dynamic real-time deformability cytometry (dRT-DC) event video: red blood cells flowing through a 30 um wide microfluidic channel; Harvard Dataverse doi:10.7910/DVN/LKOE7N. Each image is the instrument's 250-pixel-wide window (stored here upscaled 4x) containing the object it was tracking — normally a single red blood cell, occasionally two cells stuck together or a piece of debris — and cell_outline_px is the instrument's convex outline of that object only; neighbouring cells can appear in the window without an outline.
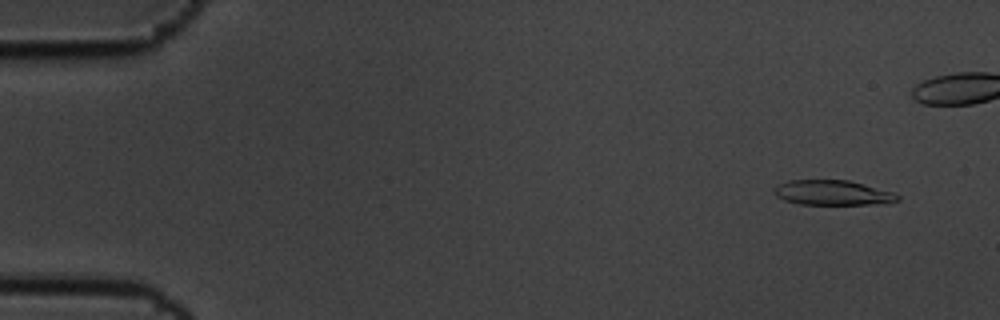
{"species": "common noctule bat (a hibernating species)", "species_latin": "Nyctalus noctula", "temperature_condition": "cold", "stored_images_in_passage": 7, "camera_frame_rate_fps": 3000, "um_per_image_px": 0.085, "animal": {"sex": "male", "body_mass_g": 19.5, "forearm_length_mm": 54.6}, "frame": {"image": 1, "passage_image": 2, "time_ms": 0.333, "image_size_px": [1000, 320], "cell_outline_px": [[900, 200], [884, 204], [800, 204], [784, 200], [776, 196], [772, 192], [776, 184], [788, 180], [848, 180], [864, 184], [892, 192], [900, 196]], "centroid_in_image_um": [70.75, 16.38], "position_along_channel_um": 14.3, "area_um2": 18.03}}
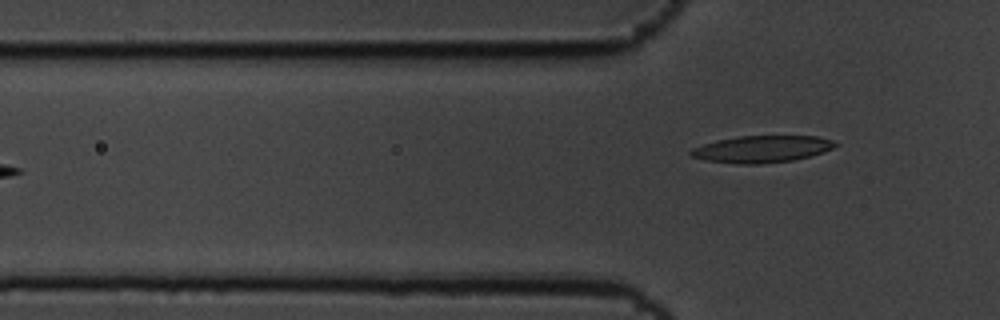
{"frame": {"image": 2, "passage_image": 7, "time_ms": 2.0, "image_size_px": [1000, 320], "cell_outline_px": [[840, 144], [824, 152], [792, 160], [760, 164], [736, 164], [704, 160], [692, 156], [688, 152], [692, 148], [716, 140], [740, 136], [816, 136], [832, 140]], "centroid_in_image_um": [64.74, 12.67], "position_along_channel_um": 61.1, "area_um2": 22.6}}